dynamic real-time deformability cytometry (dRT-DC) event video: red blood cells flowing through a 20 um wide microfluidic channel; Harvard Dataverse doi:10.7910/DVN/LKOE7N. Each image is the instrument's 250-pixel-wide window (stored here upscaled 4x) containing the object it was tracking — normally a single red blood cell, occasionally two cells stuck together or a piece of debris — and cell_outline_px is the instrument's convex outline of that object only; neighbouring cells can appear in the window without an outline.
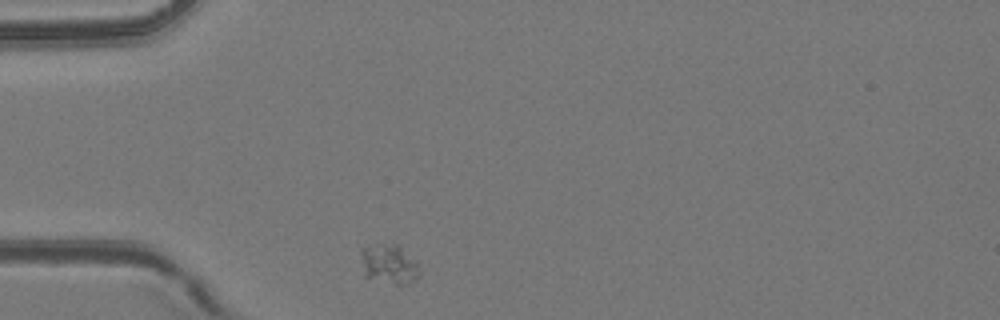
{"species": "common noctule bat (a hibernating species)", "species_latin": "Nyctalus noctula", "temperature_condition": "room temperature", "stored_images_in_passage": 5, "camera_frame_rate_fps": 3000, "um_per_image_px": 0.085, "animal": {"sex": "female", "body_mass_g": 24.6, "forearm_length_mm": 56.2}, "frame": {"image": 1, "passage_image": 1, "time_ms": 0.0, "image_size_px": [1000, 320], "cell_outline_px": [[420, 276], [416, 280], [408, 284], [396, 284], [364, 276], [360, 252], [360, 248], [380, 244], [400, 244], [416, 260], [420, 272]], "centroid_in_image_um": [33.1, 22.43], "position_along_channel_um": 51.9, "area_um2": 13.7}}
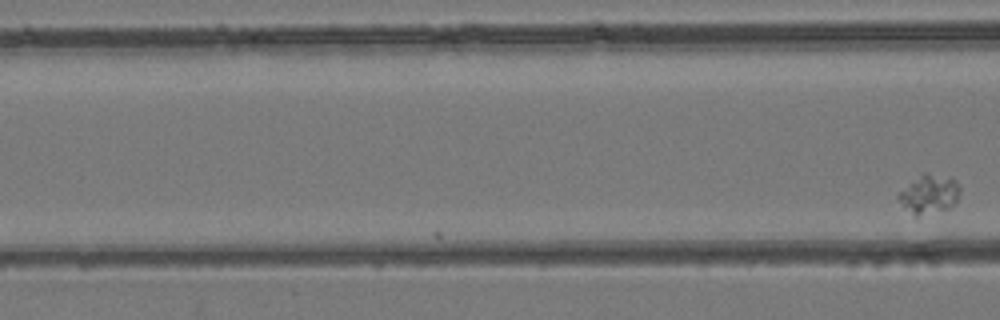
{"frame": {"image": 2, "passage_image": 5, "time_ms": 1.333, "image_size_px": [1000, 320], "cell_outline_px": [[960, 192], [956, 200], [948, 208], [916, 220], [896, 196], [920, 172], [924, 172], [956, 180], [960, 184]], "centroid_in_image_um": [78.96, 16.54], "position_along_channel_um": 87.6, "area_um2": 14.16}}